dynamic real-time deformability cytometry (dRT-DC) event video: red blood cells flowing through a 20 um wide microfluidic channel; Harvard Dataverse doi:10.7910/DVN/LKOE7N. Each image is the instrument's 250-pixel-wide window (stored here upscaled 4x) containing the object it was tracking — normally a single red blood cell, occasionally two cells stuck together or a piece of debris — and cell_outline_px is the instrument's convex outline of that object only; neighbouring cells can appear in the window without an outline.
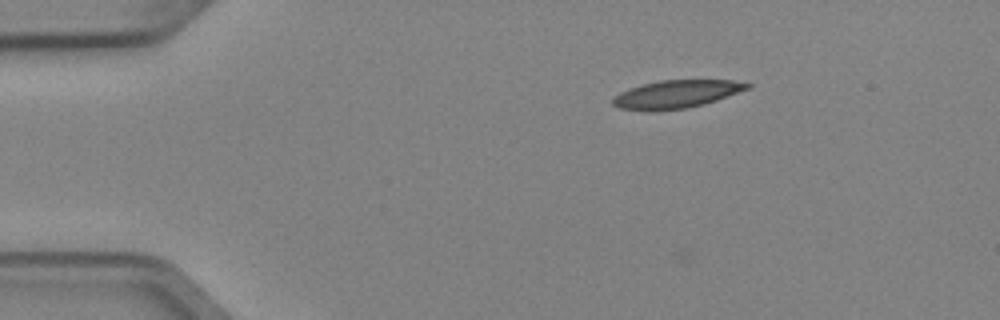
{"species": "Egyptian fruit bat (a non-hibernating species)", "species_latin": "Rousettus aegyptiacus", "temperature_condition": "cold", "stored_images_in_passage": 2, "camera_frame_rate_fps": 3000, "um_per_image_px": 0.085, "animal": {"sex": "female"}, "frame": {"image": 1, "passage_image": 2, "time_ms": 0.333, "image_size_px": [1000, 320], "cell_outline_px": [[752, 88], [704, 104], [684, 108], [656, 112], [620, 108], [612, 104], [612, 96], [628, 88], [660, 80], [732, 80], [752, 84]], "centroid_in_image_um": [57.48, 8.01], "position_along_channel_um": 27.5, "area_um2": 22.08}}